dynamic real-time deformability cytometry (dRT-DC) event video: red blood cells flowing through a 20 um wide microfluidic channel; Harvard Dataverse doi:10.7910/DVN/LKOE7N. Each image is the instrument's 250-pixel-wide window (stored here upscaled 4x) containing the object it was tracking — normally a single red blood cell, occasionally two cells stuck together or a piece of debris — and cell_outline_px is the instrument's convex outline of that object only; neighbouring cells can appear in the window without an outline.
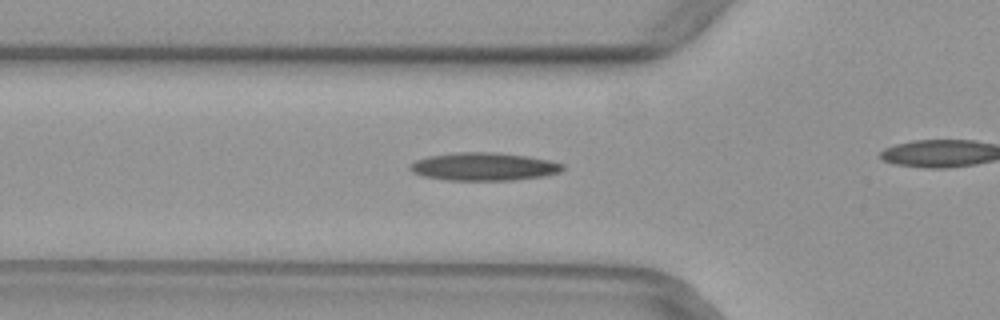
{"species": "common noctule bat (a hibernating species)", "species_latin": "Nyctalus noctula", "temperature_condition": "warm", "stored_images_in_passage": 21, "camera_frame_rate_fps": 3000, "um_per_image_px": 0.085, "animal": {"sex": "female", "body_mass_g": 29.2, "forearm_length_mm": 56.3}, "frame": {"image": 1, "passage_image": 4, "time_ms": 1.0, "image_size_px": [1000, 320], "cell_outline_px": [[564, 168], [560, 172], [544, 176], [512, 180], [448, 180], [424, 176], [412, 172], [408, 168], [408, 164], [416, 160], [428, 156], [456, 152], [496, 152], [528, 156], [548, 160], [564, 164]], "centroid_in_image_um": [41.11, 14.15], "position_along_channel_um": 84.7, "area_um2": 24.97}}